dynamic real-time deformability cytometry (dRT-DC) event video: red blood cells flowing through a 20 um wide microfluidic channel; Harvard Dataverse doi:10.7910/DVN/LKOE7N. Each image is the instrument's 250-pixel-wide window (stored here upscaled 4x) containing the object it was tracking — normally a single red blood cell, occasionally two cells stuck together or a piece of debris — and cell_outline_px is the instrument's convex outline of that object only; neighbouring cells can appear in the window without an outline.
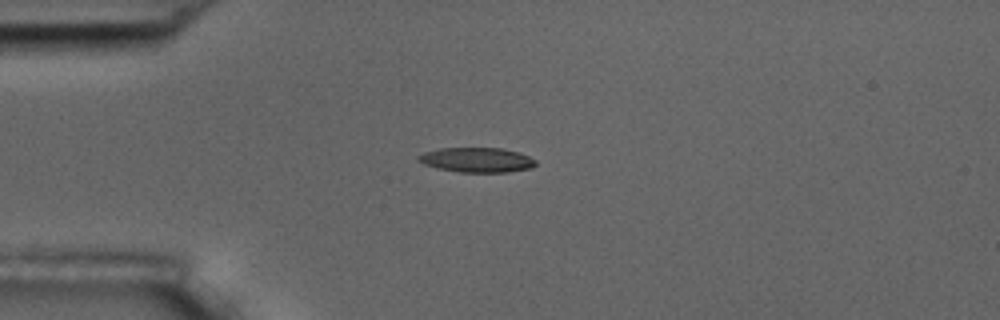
{"species": "common noctule bat (a hibernating species)", "species_latin": "Nyctalus noctula", "temperature_condition": "room temperature", "stored_images_in_passage": 5, "camera_frame_rate_fps": 3000, "um_per_image_px": 0.085, "animal": {"sex": "male", "body_mass_g": 17.5, "forearm_length_mm": 52.3}, "frame": {"image": 1, "passage_image": 4, "time_ms": 3.333, "image_size_px": [1000, 320], "cell_outline_px": [[536, 164], [532, 168], [508, 172], [460, 172], [436, 168], [424, 164], [416, 160], [416, 156], [424, 152], [440, 148], [504, 148], [520, 152], [536, 160]], "centroid_in_image_um": [40.53, 13.59], "position_along_channel_um": 44.5, "area_um2": 17.11}}